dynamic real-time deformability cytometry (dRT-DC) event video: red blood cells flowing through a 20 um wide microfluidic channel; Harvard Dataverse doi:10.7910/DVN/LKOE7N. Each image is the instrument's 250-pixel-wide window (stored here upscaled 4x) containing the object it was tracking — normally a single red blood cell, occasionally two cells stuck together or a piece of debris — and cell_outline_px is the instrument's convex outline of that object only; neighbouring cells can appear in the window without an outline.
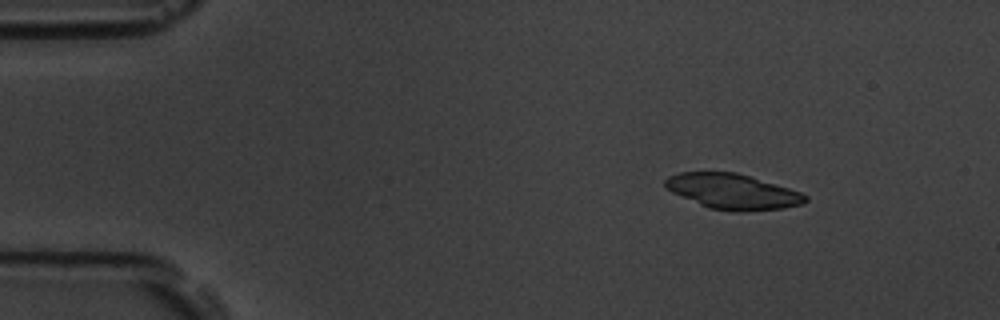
{"species": "common noctule bat (a hibernating species)", "species_latin": "Nyctalus noctula", "temperature_condition": "room temperature", "stored_images_in_passage": 5, "camera_frame_rate_fps": 3000, "um_per_image_px": 0.085, "animal": {"sex": "male", "body_mass_g": 19.5, "forearm_length_mm": 54.6}, "frame": {"image": 1, "passage_image": 1, "time_ms": 0.0, "image_size_px": [1000, 320], "cell_outline_px": [[808, 200], [804, 204], [784, 208], [744, 212], [736, 212], [708, 208], [672, 192], [664, 184], [664, 180], [668, 176], [680, 172], [736, 172], [788, 188], [800, 192], [808, 196]], "centroid_in_image_um": [62.29, 16.29], "position_along_channel_um": 22.7, "area_um2": 28.78}}